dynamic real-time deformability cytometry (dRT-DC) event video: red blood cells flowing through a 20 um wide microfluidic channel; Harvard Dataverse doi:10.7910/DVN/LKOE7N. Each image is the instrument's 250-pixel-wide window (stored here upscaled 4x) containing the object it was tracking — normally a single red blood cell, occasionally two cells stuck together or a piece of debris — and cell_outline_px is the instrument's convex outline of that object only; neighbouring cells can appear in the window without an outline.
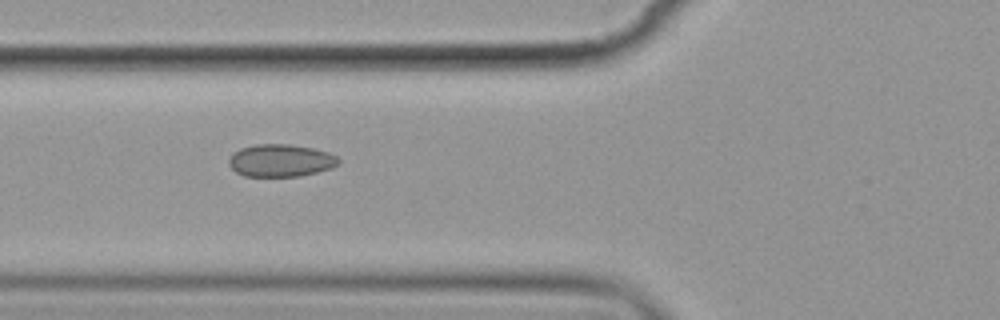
{"species": "common noctule bat (a hibernating species)", "species_latin": "Nyctalus noctula", "temperature_condition": "cold", "stored_images_in_passage": 7, "camera_frame_rate_fps": 3000, "um_per_image_px": 0.085, "animal": {"sex": "female", "body_mass_g": 19.9}, "frame": {"image": 1, "passage_image": 6, "time_ms": 6.0, "image_size_px": [1000, 320], "cell_outline_px": [[340, 164], [332, 168], [300, 176], [244, 176], [236, 172], [228, 164], [228, 156], [232, 152], [240, 148], [256, 144], [288, 144], [312, 148], [328, 152], [336, 156], [340, 160]], "centroid_in_image_um": [23.83, 13.64], "position_along_channel_um": 102.0, "area_um2": 20.92}}
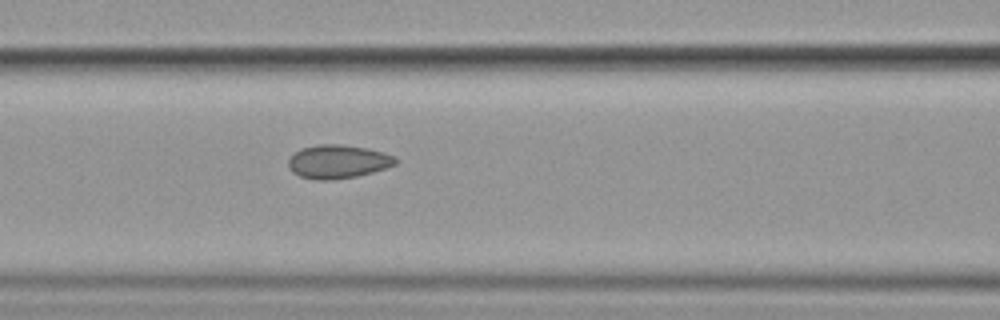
{"frame": {"image": 2, "passage_image": 7, "time_ms": 7.0, "image_size_px": [1000, 320], "cell_outline_px": [[396, 164], [372, 172], [356, 176], [332, 180], [312, 180], [300, 176], [292, 172], [288, 164], [288, 160], [300, 148], [320, 144], [340, 144], [364, 148], [384, 152], [396, 156]], "centroid_in_image_um": [28.7, 13.74], "position_along_channel_um": 137.9, "area_um2": 20.87}}